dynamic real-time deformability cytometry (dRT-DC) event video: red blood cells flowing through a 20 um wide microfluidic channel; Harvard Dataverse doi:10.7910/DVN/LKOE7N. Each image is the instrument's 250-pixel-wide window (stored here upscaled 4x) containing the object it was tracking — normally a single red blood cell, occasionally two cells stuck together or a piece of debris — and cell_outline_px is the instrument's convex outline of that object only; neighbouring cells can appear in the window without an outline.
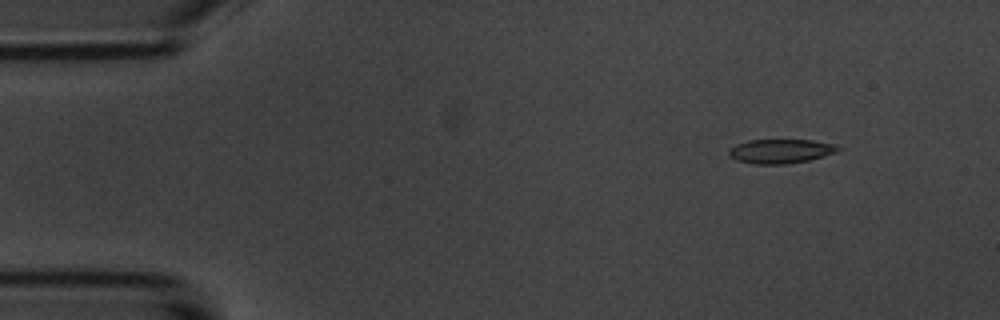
{"species": "common noctule bat (a hibernating species)", "species_latin": "Nyctalus noctula", "temperature_condition": "room temperature", "stored_images_in_passage": 5, "camera_frame_rate_fps": 3000, "um_per_image_px": 0.085, "animal": {"sex": "male", "body_mass_g": 20.1, "forearm_length_mm": 53.5}, "frame": {"image": 1, "passage_image": 2, "time_ms": 1.333, "image_size_px": [1000, 320], "cell_outline_px": [[840, 148], [836, 152], [824, 156], [808, 160], [784, 164], [752, 164], [736, 160], [728, 156], [728, 148], [736, 144], [748, 140], [812, 140], [836, 144]], "centroid_in_image_um": [66.3, 12.85], "position_along_channel_um": 18.7, "area_um2": 15.49}}
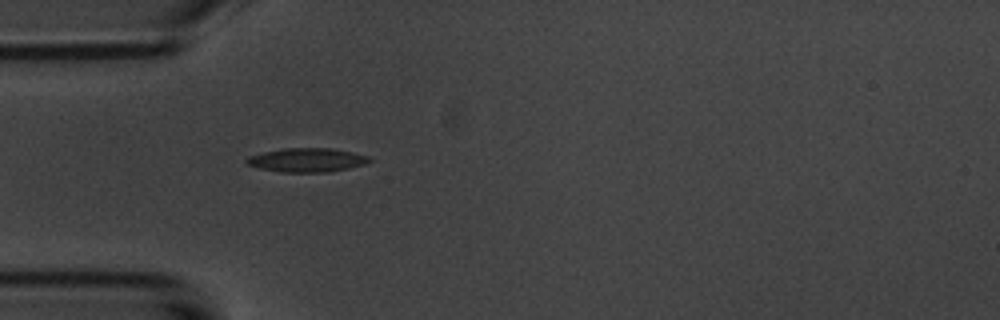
{"frame": {"image": 2, "passage_image": 5, "time_ms": 4.667, "image_size_px": [1000, 320], "cell_outline_px": [[372, 160], [364, 164], [348, 168], [328, 172], [280, 172], [260, 168], [248, 164], [244, 160], [248, 156], [264, 152], [284, 148], [332, 148], [352, 152], [368, 156]], "centroid_in_image_um": [26.08, 13.6], "position_along_channel_um": 58.9, "area_um2": 16.99}}